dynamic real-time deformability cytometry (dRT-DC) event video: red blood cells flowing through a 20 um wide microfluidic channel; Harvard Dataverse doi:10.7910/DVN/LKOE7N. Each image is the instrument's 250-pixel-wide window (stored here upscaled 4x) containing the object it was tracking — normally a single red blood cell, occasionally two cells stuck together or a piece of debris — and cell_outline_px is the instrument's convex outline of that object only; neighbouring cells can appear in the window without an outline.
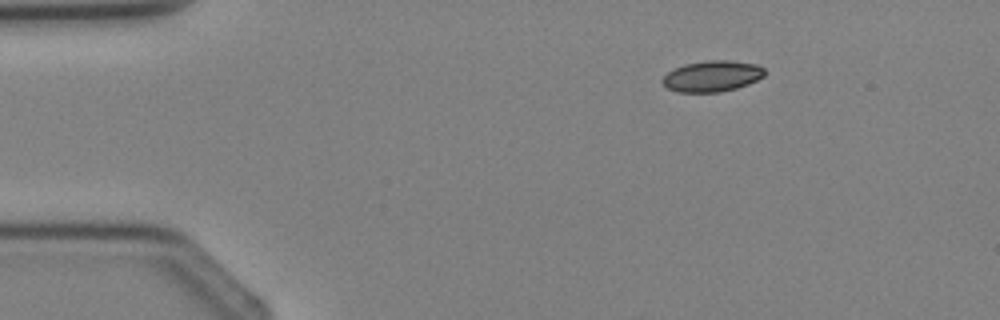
{"species": "Egyptian fruit bat (a non-hibernating species)", "species_latin": "Rousettus aegyptiacus", "temperature_condition": "cold", "stored_images_in_passage": 2, "camera_frame_rate_fps": 3000, "um_per_image_px": 0.085, "animal": {"sex": "female"}, "frame": {"image": 1, "passage_image": 1, "time_ms": 0.0, "image_size_px": [1000, 320], "cell_outline_px": [[764, 76], [748, 84], [736, 88], [720, 92], [676, 92], [668, 88], [660, 80], [672, 68], [684, 64], [704, 60], [728, 60], [756, 64], [764, 68]], "centroid_in_image_um": [60.5, 6.46], "position_along_channel_um": 24.5, "area_um2": 18.55}}